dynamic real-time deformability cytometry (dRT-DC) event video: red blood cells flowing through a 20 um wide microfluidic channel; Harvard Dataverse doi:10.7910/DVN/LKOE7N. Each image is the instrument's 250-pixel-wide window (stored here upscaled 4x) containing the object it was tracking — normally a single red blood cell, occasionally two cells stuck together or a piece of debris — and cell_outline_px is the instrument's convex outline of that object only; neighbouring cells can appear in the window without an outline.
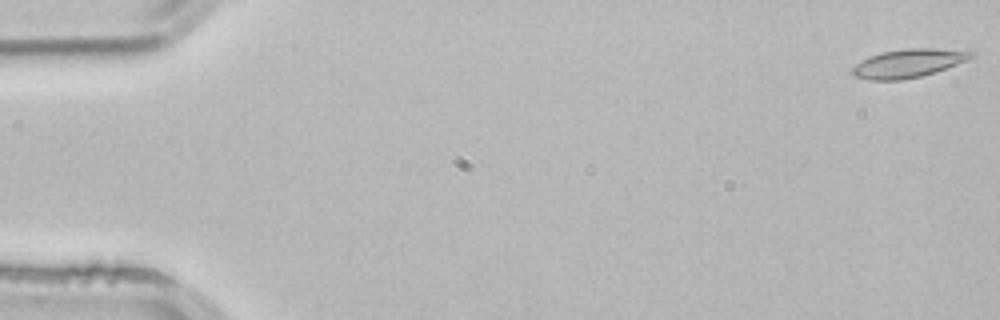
{"species": "common noctule bat (a hibernating species)", "species_latin": "Nyctalus noctula", "temperature_condition": "room temperature", "stored_images_in_passage": 4, "camera_frame_rate_fps": 3000, "um_per_image_px": 0.085, "animal": {"sex": "male", "body_mass_g": 21.5, "forearm_length_mm": 52.0}, "frame": {"image": 1, "passage_image": 1, "time_ms": 0.0, "image_size_px": [1000, 320], "cell_outline_px": [[972, 56], [968, 60], [936, 72], [920, 76], [900, 80], [868, 80], [856, 76], [852, 72], [852, 68], [856, 64], [868, 56], [880, 52], [904, 48], [936, 48], [972, 52]], "centroid_in_image_um": [77.17, 5.37], "position_along_channel_um": 7.8, "area_um2": 19.59}}
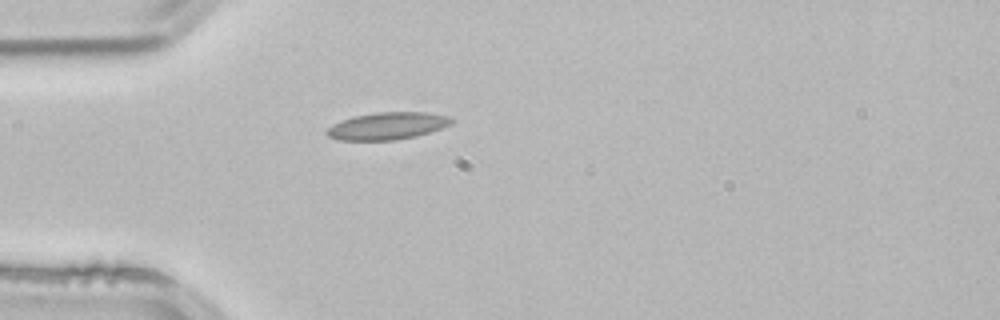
{"frame": {"image": 2, "passage_image": 4, "time_ms": 1.0, "image_size_px": [1000, 320], "cell_outline_px": [[452, 124], [416, 136], [396, 140], [340, 140], [328, 136], [324, 132], [332, 124], [356, 116], [376, 112], [424, 112], [452, 116]], "centroid_in_image_um": [32.94, 10.7], "position_along_channel_um": 52.1, "area_um2": 19.65}}